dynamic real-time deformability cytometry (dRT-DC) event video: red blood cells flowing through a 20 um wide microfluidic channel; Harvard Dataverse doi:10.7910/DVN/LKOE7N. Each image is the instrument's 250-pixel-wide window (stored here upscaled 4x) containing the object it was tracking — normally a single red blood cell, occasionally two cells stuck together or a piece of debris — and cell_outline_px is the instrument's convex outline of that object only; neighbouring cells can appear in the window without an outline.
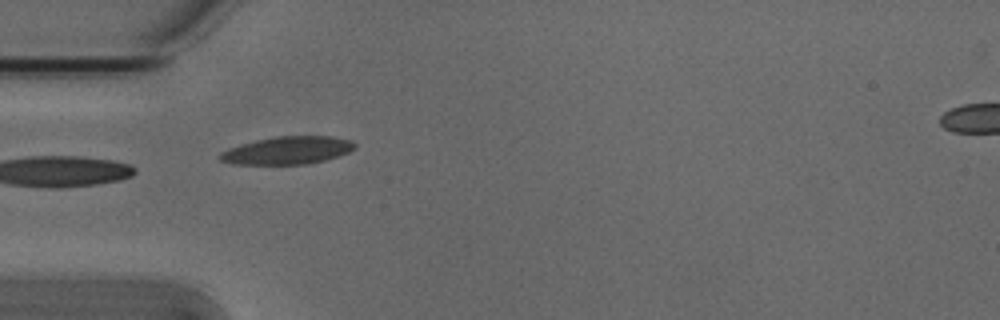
{"species": "Egyptian fruit bat (a non-hibernating species)", "species_latin": "Rousettus aegyptiacus", "temperature_condition": "cold", "stored_images_in_passage": 8, "camera_frame_rate_fps": 3000, "um_per_image_px": 0.085, "animal": {"sex": "male"}, "frame": {"image": 1, "passage_image": 5, "time_ms": 1.333, "image_size_px": [1000, 320], "cell_outline_px": [[356, 148], [340, 156], [324, 160], [304, 164], [232, 164], [220, 160], [216, 156], [220, 152], [228, 148], [240, 144], [256, 140], [276, 136], [332, 136], [352, 140], [356, 144]], "centroid_in_image_um": [24.42, 12.78], "position_along_channel_um": 60.6, "area_um2": 21.96}}
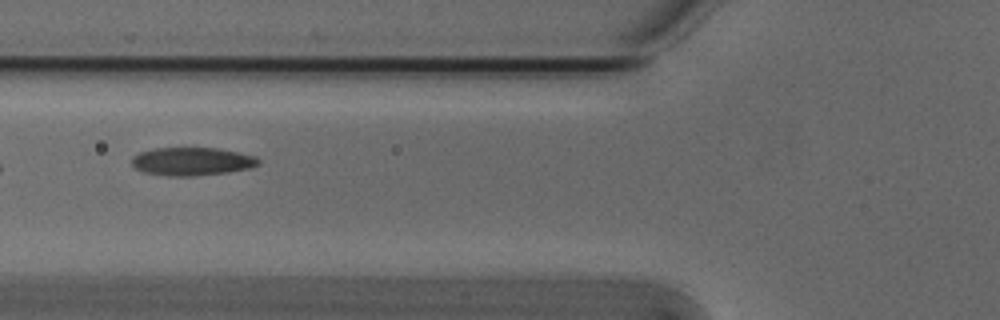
{"frame": {"image": 2, "passage_image": 6, "time_ms": 1.667, "image_size_px": [1000, 320], "cell_outline_px": [[260, 164], [252, 168], [228, 172], [192, 176], [168, 176], [144, 172], [136, 168], [132, 164], [132, 156], [140, 152], [156, 148], [216, 148], [240, 152], [256, 156], [260, 160]], "centroid_in_image_um": [16.36, 13.72], "position_along_channel_um": 109.4, "area_um2": 20.87}}
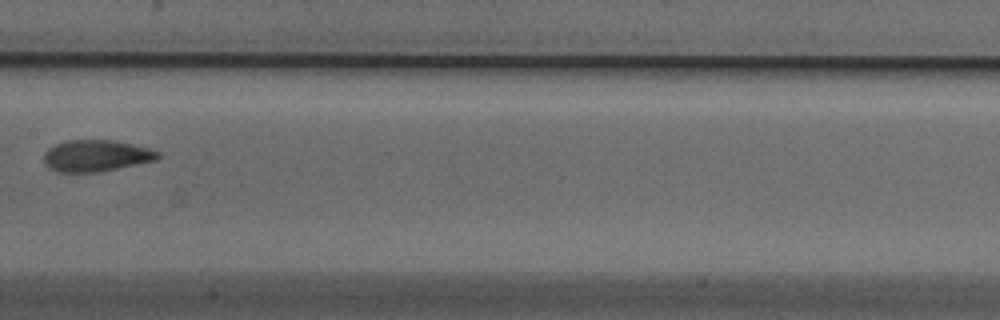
{"frame": {"image": 3, "passage_image": 8, "time_ms": 2.333, "image_size_px": [1000, 320], "cell_outline_px": [[160, 156], [156, 160], [100, 172], [60, 172], [44, 164], [44, 152], [48, 148], [56, 144], [68, 140], [112, 140], [148, 148], [160, 152]], "centroid_in_image_um": [8.16, 13.24], "position_along_channel_um": 199.2, "area_um2": 20.81}}